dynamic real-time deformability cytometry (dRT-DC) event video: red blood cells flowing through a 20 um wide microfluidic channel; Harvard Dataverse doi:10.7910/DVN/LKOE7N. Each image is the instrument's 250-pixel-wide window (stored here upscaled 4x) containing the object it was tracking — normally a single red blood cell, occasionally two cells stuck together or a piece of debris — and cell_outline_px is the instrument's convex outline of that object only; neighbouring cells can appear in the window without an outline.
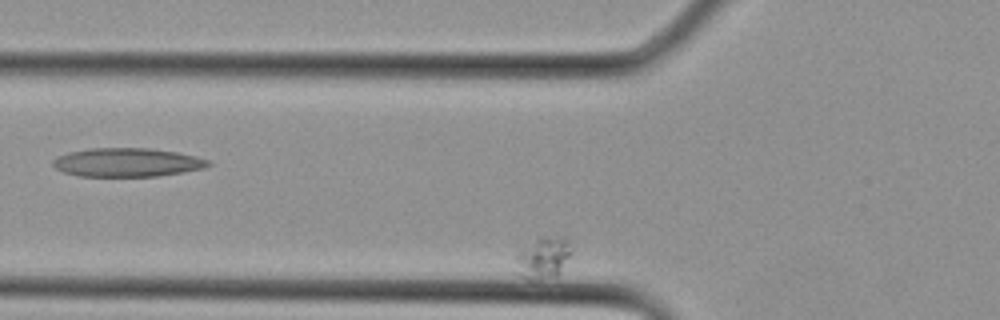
{"species": "Egyptian fruit bat (a non-hibernating species)", "species_latin": "Rousettus aegyptiacus", "temperature_condition": "cold", "stored_images_in_passage": 11, "segment_of_instrument_passage": [2, 2], "camera_frame_rate_fps": 3000, "um_per_image_px": 0.085, "animal": {"sex": "female"}, "frame": {"image": 1, "passage_image": 11, "time_ms": 3.333, "image_size_px": [1000, 320], "cell_outline_px": [[572, 252], [560, 272], [556, 276], [536, 280], [528, 280], [520, 276], [516, 260], [516, 256], [520, 252], [540, 236], [564, 236], [568, 240], [572, 248]], "centroid_in_image_um": [46.23, 21.9], "position_along_channel_um": 79.6, "area_um2": 13.35}}